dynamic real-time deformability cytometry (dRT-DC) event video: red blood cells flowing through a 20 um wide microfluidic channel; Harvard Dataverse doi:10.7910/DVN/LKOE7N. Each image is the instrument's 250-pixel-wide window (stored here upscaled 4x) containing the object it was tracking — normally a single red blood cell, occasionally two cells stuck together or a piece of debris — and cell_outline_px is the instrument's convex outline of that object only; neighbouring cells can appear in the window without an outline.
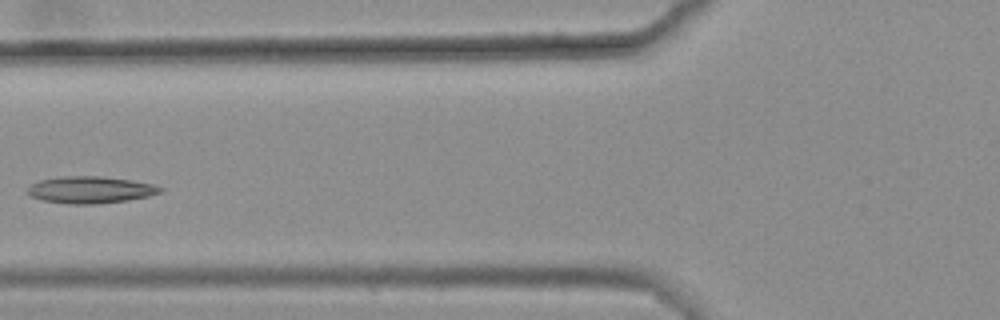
{"species": "common noctule bat (a hibernating species)", "species_latin": "Nyctalus noctula", "temperature_condition": "warm", "stored_images_in_passage": 6, "camera_frame_rate_fps": 3000, "um_per_image_px": 0.085, "animal": {"sex": "female", "body_mass_g": 25.1}, "frame": {"image": 1, "passage_image": 6, "time_ms": 1.667, "image_size_px": [1000, 320], "cell_outline_px": [[164, 188], [160, 192], [148, 196], [128, 200], [96, 204], [68, 204], [40, 200], [28, 196], [24, 192], [32, 184], [40, 180], [60, 176], [100, 176], [132, 180], [152, 184]], "centroid_in_image_um": [7.62, 16.14], "position_along_channel_um": 118.2, "area_um2": 20.98}}